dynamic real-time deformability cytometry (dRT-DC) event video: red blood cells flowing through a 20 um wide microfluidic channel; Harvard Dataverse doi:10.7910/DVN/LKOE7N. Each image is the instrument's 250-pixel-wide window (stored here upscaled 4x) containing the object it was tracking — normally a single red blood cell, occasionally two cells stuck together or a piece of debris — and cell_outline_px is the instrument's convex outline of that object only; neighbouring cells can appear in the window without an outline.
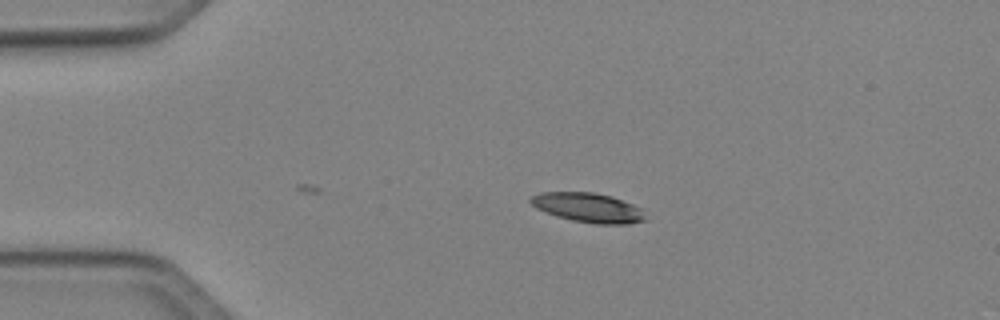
{"species": "Egyptian fruit bat (a non-hibernating species)", "species_latin": "Rousettus aegyptiacus", "temperature_condition": "cold", "stored_images_in_passage": 35, "camera_frame_rate_fps": 3000, "um_per_image_px": 0.085, "animal": {"sex": "female"}, "frame": {"image": 1, "passage_image": 1, "time_ms": 0.0, "image_size_px": [1000, 320], "cell_outline_px": [[648, 220], [628, 224], [596, 224], [572, 220], [556, 216], [536, 208], [528, 200], [532, 196], [540, 192], [596, 192], [612, 196], [632, 204], [640, 208]], "centroid_in_image_um": [50.0, 17.65], "position_along_channel_um": 35.0, "area_um2": 19.77}}
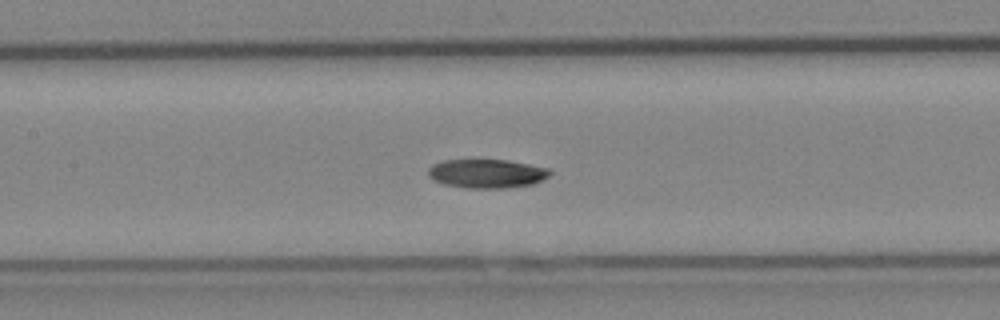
{"frame": {"image": 2, "passage_image": 14, "time_ms": 4.333, "image_size_px": [1000, 320], "cell_outline_px": [[552, 172], [548, 176], [532, 184], [508, 188], [468, 188], [444, 184], [428, 176], [428, 168], [432, 164], [444, 160], [508, 160], [548, 168]], "centroid_in_image_um": [41.36, 14.75], "position_along_channel_um": 166.0, "area_um2": 20.35}}
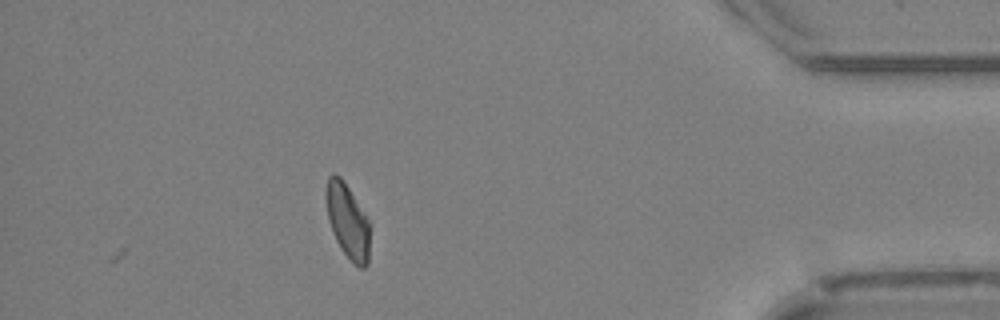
{"frame": {"image": 3, "passage_image": 35, "time_ms": 11.333, "image_size_px": [1000, 320], "cell_outline_px": [[368, 264], [364, 268], [360, 268], [340, 248], [336, 240], [328, 220], [324, 192], [328, 176], [332, 172], [336, 172], [340, 176], [348, 188], [368, 220]], "centroid_in_image_um": [29.49, 18.73], "position_along_channel_um": 405.7, "area_um2": 18.67}, "authors_computed_cell_mechanics": {"area_um2": 20.1722, "velocity_mm_per_s": 4.0588, "shape_relaxation_time_tau1_ms": 10.4282, "shape_relaxation_time_tau2_ms": 4.2506, "deformation_change_tau1": 0.216, "deformation_change_tau2": 0.0973}}